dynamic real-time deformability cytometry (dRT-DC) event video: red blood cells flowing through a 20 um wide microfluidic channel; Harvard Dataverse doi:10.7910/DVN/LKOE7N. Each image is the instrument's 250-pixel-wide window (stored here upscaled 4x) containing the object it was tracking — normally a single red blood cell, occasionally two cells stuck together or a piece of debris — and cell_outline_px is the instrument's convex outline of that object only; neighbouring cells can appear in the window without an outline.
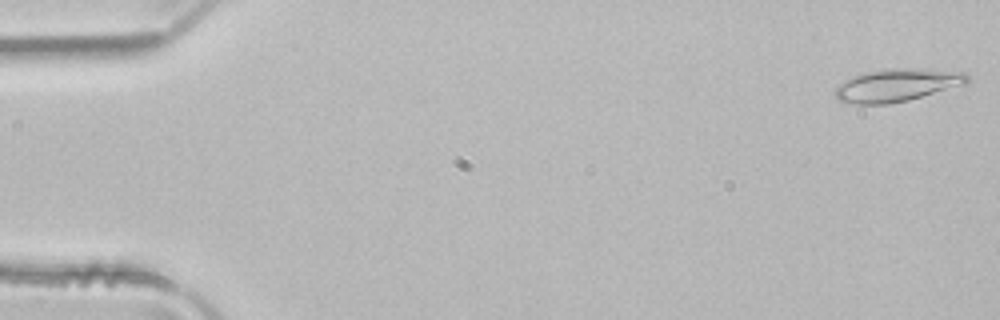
{"species": "common noctule bat (a hibernating species)", "species_latin": "Nyctalus noctula", "temperature_condition": "room temperature", "stored_images_in_passage": 4, "camera_frame_rate_fps": 3000, "um_per_image_px": 0.085, "animal": {"sex": "male", "body_mass_g": 21.5, "forearm_length_mm": 52.0}, "frame": {"image": 1, "passage_image": 1, "time_ms": 0.0, "image_size_px": [1000, 320], "cell_outline_px": [[968, 80], [964, 84], [908, 100], [888, 104], [856, 104], [836, 100], [836, 84], [848, 76], [864, 72], [892, 68], [920, 68], [964, 72], [968, 76]], "centroid_in_image_um": [76.16, 7.22], "position_along_channel_um": 8.8, "area_um2": 25.32}}
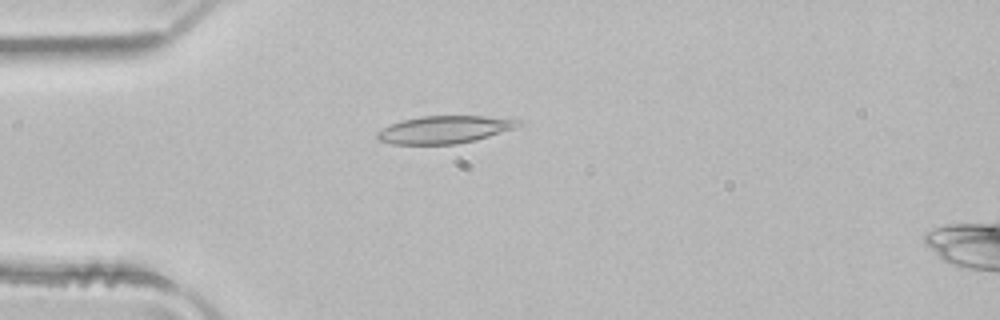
{"frame": {"image": 2, "passage_image": 3, "time_ms": 0.667, "image_size_px": [1000, 320], "cell_outline_px": [[524, 124], [476, 140], [456, 144], [392, 144], [380, 140], [376, 136], [376, 132], [400, 120], [420, 116], [484, 116], [524, 120]], "centroid_in_image_um": [37.79, 11.01], "position_along_channel_um": 47.2, "area_um2": 22.54}}